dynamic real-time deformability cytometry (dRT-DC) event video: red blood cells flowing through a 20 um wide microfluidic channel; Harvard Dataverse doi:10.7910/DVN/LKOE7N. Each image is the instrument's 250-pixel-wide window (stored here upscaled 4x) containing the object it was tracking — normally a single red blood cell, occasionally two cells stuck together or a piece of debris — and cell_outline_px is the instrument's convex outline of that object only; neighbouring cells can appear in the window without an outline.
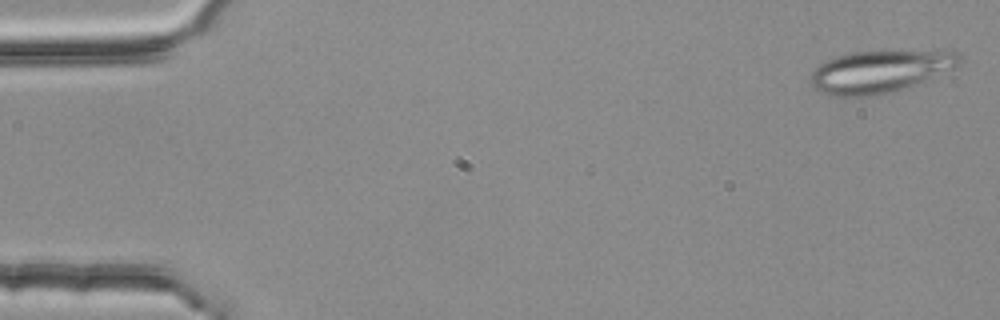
{"species": "common noctule bat (a hibernating species)", "species_latin": "Nyctalus noctula", "temperature_condition": "room temperature", "stored_images_in_passage": 5, "camera_frame_rate_fps": 3000, "um_per_image_px": 0.085, "animal": {"sex": "female", "body_mass_g": 25.1}, "frame": {"image": 1, "passage_image": 1, "time_ms": 0.0, "image_size_px": [1000, 320], "cell_outline_px": [[964, 60], [960, 64], [952, 68], [924, 80], [892, 92], [876, 96], [828, 96], [812, 88], [808, 80], [812, 72], [824, 60], [836, 56], [852, 52], [940, 48], [952, 48], [960, 52]], "centroid_in_image_um": [74.85, 6.02], "position_along_channel_um": 10.2, "area_um2": 38.03}}